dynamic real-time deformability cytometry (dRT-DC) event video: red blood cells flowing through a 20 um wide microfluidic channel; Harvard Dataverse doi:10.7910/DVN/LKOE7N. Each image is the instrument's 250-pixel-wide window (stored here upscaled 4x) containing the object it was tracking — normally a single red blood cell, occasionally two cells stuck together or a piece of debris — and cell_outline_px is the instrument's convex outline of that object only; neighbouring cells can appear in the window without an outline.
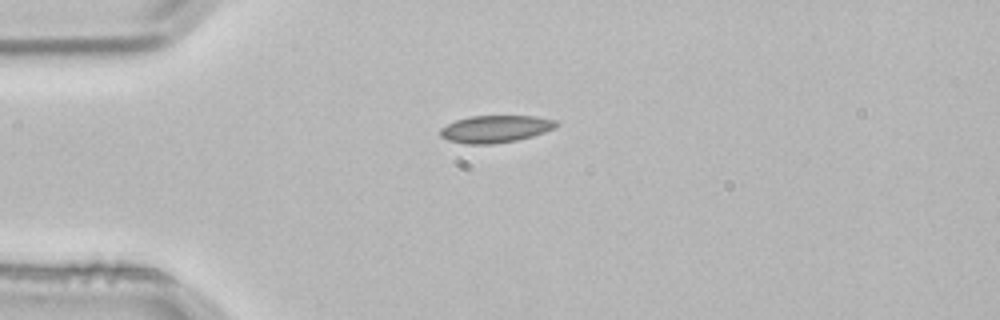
{"species": "common noctule bat (a hibernating species)", "species_latin": "Nyctalus noctula", "temperature_condition": "room temperature", "stored_images_in_passage": 3, "camera_frame_rate_fps": 3000, "um_per_image_px": 0.085, "animal": {"sex": "male", "body_mass_g": 21.5, "forearm_length_mm": 52.0}, "frame": {"image": 1, "passage_image": 3, "time_ms": 0.667, "image_size_px": [1000, 320], "cell_outline_px": [[560, 124], [544, 132], [532, 136], [516, 140], [492, 144], [468, 144], [448, 140], [440, 136], [440, 128], [456, 120], [468, 116], [536, 116], [556, 120]], "centroid_in_image_um": [42.1, 10.95], "position_along_channel_um": 42.9, "area_um2": 18.32}}